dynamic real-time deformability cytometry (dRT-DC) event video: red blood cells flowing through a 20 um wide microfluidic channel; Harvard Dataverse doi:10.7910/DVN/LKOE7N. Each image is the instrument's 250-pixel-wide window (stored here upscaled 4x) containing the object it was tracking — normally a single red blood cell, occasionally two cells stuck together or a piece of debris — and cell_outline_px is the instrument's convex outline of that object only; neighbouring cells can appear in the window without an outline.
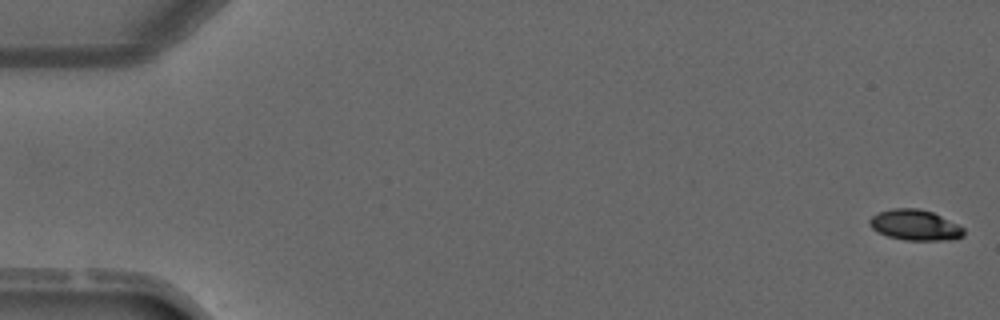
{"species": "common noctule bat (a hibernating species)", "species_latin": "Nyctalus noctula", "temperature_condition": "warm", "stored_images_in_passage": 4, "camera_frame_rate_fps": 3000, "um_per_image_px": 0.085, "animal": {"sex": "male", "forearm_length_mm": 52.5}, "frame": {"image": 1, "passage_image": 1, "time_ms": 0.0, "image_size_px": [1000, 320], "cell_outline_px": [[964, 236], [956, 240], [904, 240], [888, 236], [876, 232], [868, 224], [868, 220], [872, 216], [880, 212], [892, 208], [920, 208], [932, 212], [964, 228]], "centroid_in_image_um": [77.76, 19.14], "position_along_channel_um": 7.2, "area_um2": 16.88}}
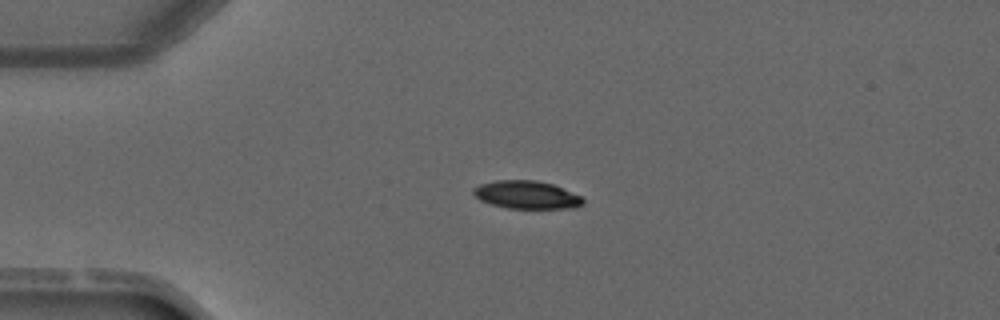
{"frame": {"image": 2, "passage_image": 3, "time_ms": 3.333, "image_size_px": [1000, 320], "cell_outline_px": [[584, 204], [576, 208], [508, 208], [492, 204], [480, 200], [472, 192], [472, 188], [480, 184], [496, 180], [536, 180], [552, 184], [580, 196], [584, 200]], "centroid_in_image_um": [44.75, 16.56], "position_along_channel_um": 40.3, "area_um2": 17.74}}
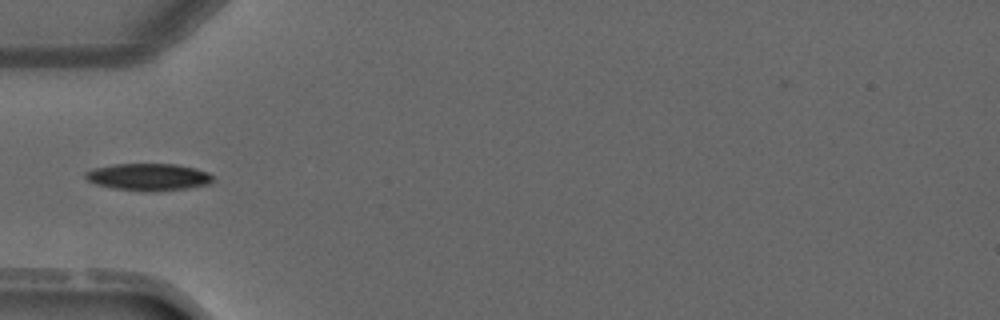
{"frame": {"image": 3, "passage_image": 4, "time_ms": 4.667, "image_size_px": [1000, 320], "cell_outline_px": [[212, 180], [208, 184], [188, 188], [112, 188], [96, 184], [88, 180], [84, 176], [84, 172], [96, 168], [116, 164], [176, 164], [196, 168], [208, 172], [212, 176]], "centroid_in_image_um": [12.61, 14.98], "position_along_channel_um": 72.4, "area_um2": 18.96}}